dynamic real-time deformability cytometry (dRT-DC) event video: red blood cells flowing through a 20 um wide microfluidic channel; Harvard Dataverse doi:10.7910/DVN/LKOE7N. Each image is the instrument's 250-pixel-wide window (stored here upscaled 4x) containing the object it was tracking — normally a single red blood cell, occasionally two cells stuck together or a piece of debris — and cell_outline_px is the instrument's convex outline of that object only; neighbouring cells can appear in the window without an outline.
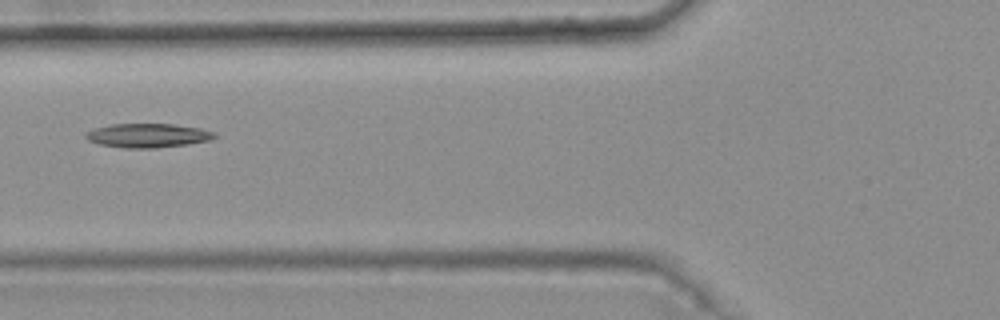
{"species": "common noctule bat (a hibernating species)", "species_latin": "Nyctalus noctula", "temperature_condition": "warm", "stored_images_in_passage": 5, "camera_frame_rate_fps": 3000, "um_per_image_px": 0.085, "animal": {"sex": "female", "body_mass_g": 25.1}, "frame": {"image": 1, "passage_image": 5, "time_ms": 1.333, "image_size_px": [1000, 320], "cell_outline_px": [[216, 136], [212, 140], [188, 144], [152, 148], [128, 148], [100, 144], [88, 140], [84, 136], [84, 132], [96, 128], [112, 124], [172, 124], [200, 128], [216, 132]], "centroid_in_image_um": [12.58, 11.51], "position_along_channel_um": 113.2, "area_um2": 17.98}}